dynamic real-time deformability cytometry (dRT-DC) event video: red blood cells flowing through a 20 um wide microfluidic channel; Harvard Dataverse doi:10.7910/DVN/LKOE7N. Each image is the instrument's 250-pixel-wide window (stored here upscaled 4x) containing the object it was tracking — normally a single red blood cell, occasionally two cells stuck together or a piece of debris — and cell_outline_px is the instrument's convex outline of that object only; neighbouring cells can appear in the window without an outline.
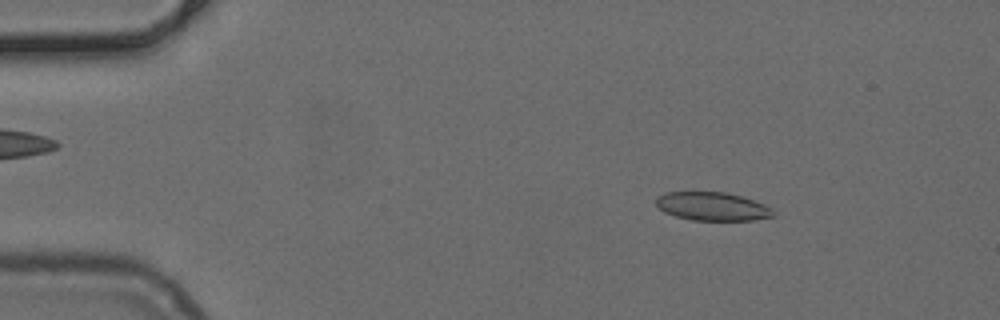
{"species": "common noctule bat (a hibernating species)", "species_latin": "Nyctalus noctula", "temperature_condition": "cold", "stored_images_in_passage": 45, "camera_frame_rate_fps": 3000, "um_per_image_px": 0.085, "animal": {"sex": "female", "body_mass_g": 24.6, "forearm_length_mm": 56.2}, "frame": {"image": 1, "passage_image": 2, "time_ms": 0.333, "image_size_px": [1000, 320], "cell_outline_px": [[776, 216], [752, 220], [692, 220], [676, 216], [664, 212], [656, 204], [656, 196], [664, 192], [724, 192], [740, 196], [764, 204], [772, 208], [776, 212]], "centroid_in_image_um": [60.56, 17.54], "position_along_channel_um": 24.4, "area_um2": 19.42}}
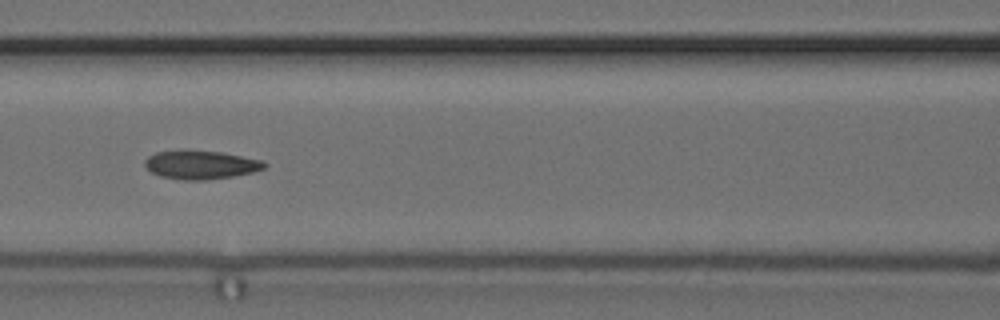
{"frame": {"image": 2, "passage_image": 17, "time_ms": 5.333, "image_size_px": [1000, 320], "cell_outline_px": [[268, 164], [264, 168], [252, 172], [232, 176], [204, 180], [184, 180], [160, 176], [152, 172], [144, 164], [144, 160], [148, 156], [156, 152], [188, 148], [224, 152], [264, 160]], "centroid_in_image_um": [17.07, 13.97], "position_along_channel_um": 149.5, "area_um2": 20.4}}
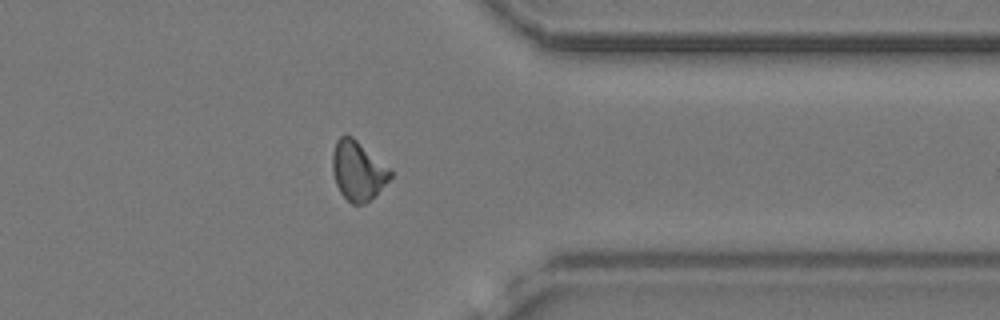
{"frame": {"image": 3, "passage_image": 35, "time_ms": 11.333, "image_size_px": [1000, 320], "cell_outline_px": [[392, 176], [376, 196], [364, 204], [352, 204], [340, 192], [336, 184], [332, 172], [332, 152], [336, 140], [340, 136], [352, 136], [388, 168], [392, 172]], "centroid_in_image_um": [30.4, 14.53], "position_along_channel_um": 381.0, "area_um2": 19.83}}